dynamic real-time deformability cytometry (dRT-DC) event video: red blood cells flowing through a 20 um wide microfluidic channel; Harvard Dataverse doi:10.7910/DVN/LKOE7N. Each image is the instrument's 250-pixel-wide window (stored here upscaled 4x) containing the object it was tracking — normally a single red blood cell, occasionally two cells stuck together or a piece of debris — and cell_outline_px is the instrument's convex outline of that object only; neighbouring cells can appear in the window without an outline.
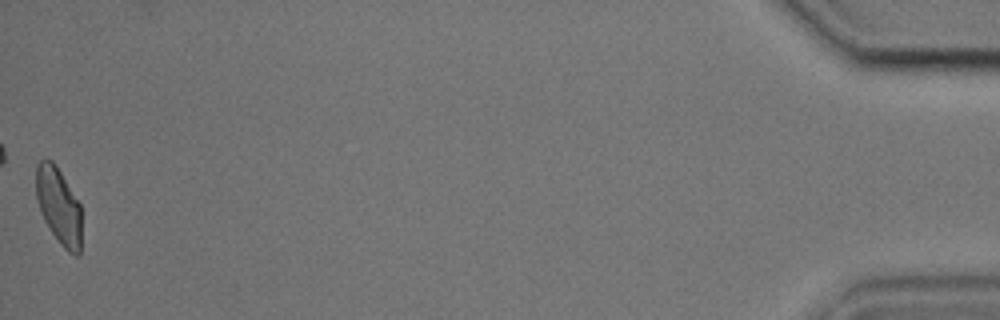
{"species": "common noctule bat (a hibernating species)", "species_latin": "Nyctalus noctula", "temperature_condition": "cold", "stored_images_in_passage": 41, "camera_frame_rate_fps": 3000, "um_per_image_px": 0.085, "animal": {"sex": "male", "body_mass_g": 17.9, "forearm_length_mm": 54.2}, "frame": {"image": 1, "passage_image": 41, "time_ms": 13.333, "image_size_px": [1000, 320], "cell_outline_px": [[80, 252], [76, 256], [68, 252], [60, 244], [48, 228], [40, 212], [36, 200], [36, 164], [40, 160], [52, 160], [60, 172], [80, 204]], "centroid_in_image_um": [4.96, 17.52], "position_along_channel_um": 430.2, "area_um2": 20.17}, "authors_computed_cell_mechanics": {"area_um2": 21.097, "velocity_mm_per_s": 3.6914, "shape_relaxation_time_tau1_ms": 4.8234, "shape_relaxation_time_tau2_ms": 2.2762, "deformation_change_tau1": 0.1202, "deformation_change_tau2": 0.0669}}